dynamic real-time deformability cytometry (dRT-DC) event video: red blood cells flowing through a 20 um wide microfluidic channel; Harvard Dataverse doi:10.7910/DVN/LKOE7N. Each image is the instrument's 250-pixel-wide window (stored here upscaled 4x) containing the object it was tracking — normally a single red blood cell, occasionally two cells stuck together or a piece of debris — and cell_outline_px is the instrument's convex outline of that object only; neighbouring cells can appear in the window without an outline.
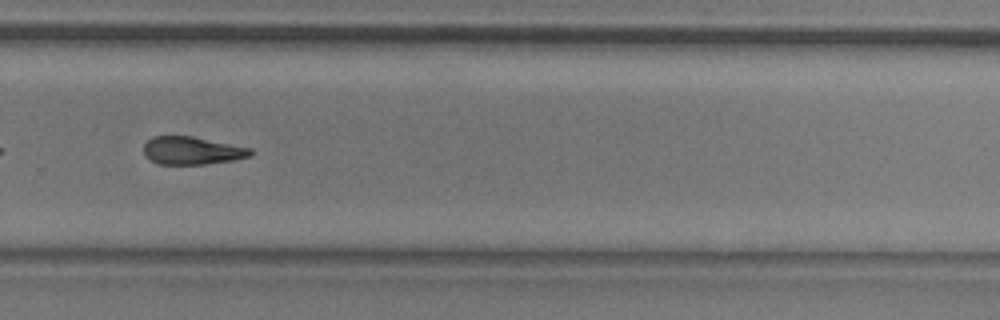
{"species": "common noctule bat (a hibernating species)", "species_latin": "Nyctalus noctula", "temperature_condition": "room temperature", "stored_images_in_passage": 39, "camera_frame_rate_fps": 3000, "um_per_image_px": 0.085, "animal": {"sex": "male", "body_mass_g": 20.5, "forearm_length_mm": 52.5}, "frame": {"image": 1, "passage_image": 24, "time_ms": 7.667, "image_size_px": [1000, 320], "cell_outline_px": [[252, 152], [248, 156], [232, 160], [204, 164], [160, 164], [152, 160], [144, 152], [144, 144], [152, 136], [192, 136], [252, 148]], "centroid_in_image_um": [16.32, 12.79], "position_along_channel_um": 313.5, "area_um2": 17.05}, "authors_computed_cell_mechanics": {"area_um2": 17.8602, "velocity_mm_per_s": 3.8395, "shape_relaxation_time_tau1_ms": 6.5414, "shape_relaxation_time_tau2_ms": null, "deformation_change_tau1": 0.1704, "deformation_change_tau2": null}}